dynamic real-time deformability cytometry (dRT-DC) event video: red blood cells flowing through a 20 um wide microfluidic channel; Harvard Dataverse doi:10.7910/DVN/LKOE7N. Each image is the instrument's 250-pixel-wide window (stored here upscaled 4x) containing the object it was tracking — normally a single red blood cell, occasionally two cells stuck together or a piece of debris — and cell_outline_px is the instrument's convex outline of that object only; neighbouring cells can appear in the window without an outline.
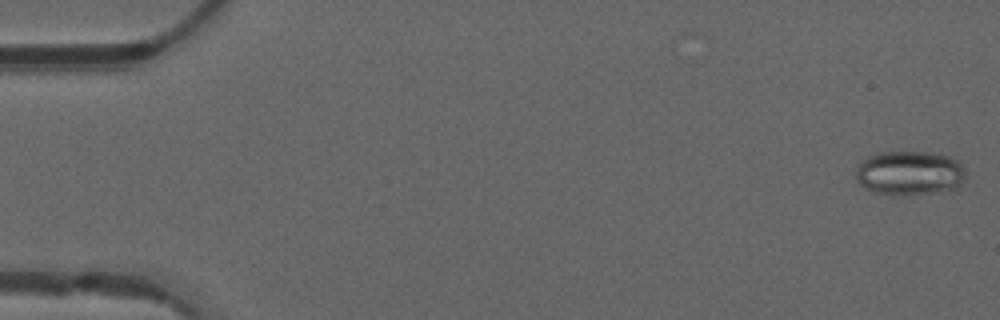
{"species": "common noctule bat (a hibernating species)", "species_latin": "Nyctalus noctula", "temperature_condition": "warm", "stored_images_in_passage": 5, "camera_frame_rate_fps": 3000, "um_per_image_px": 0.085, "animal": {"sex": "male", "forearm_length_mm": 52.5}, "frame": {"image": 1, "passage_image": 1, "time_ms": 0.0, "image_size_px": [1000, 320], "cell_outline_px": [[964, 180], [956, 188], [908, 196], [892, 196], [872, 192], [860, 184], [856, 180], [856, 168], [868, 156], [880, 152], [932, 152], [948, 156], [956, 160], [964, 168]], "centroid_in_image_um": [77.28, 14.72], "position_along_channel_um": 7.7, "area_um2": 28.55}}